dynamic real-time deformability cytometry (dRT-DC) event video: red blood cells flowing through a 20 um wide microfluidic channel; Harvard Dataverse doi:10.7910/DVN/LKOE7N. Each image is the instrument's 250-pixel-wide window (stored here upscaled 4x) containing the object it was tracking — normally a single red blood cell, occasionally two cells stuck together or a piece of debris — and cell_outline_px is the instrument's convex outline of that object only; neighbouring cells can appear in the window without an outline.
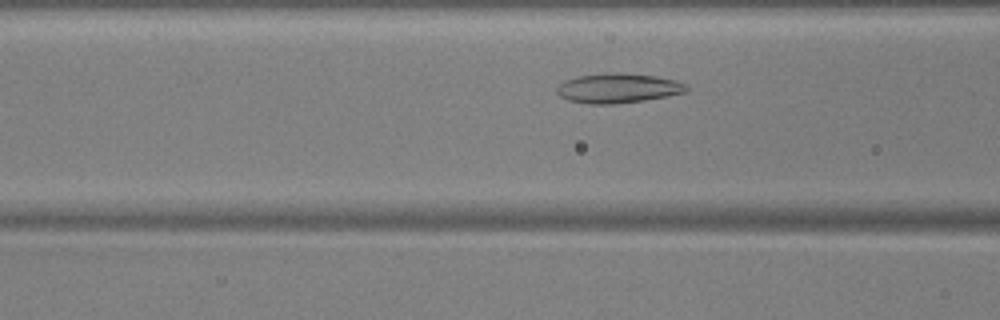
{"species": "common noctule bat (a hibernating species)", "species_latin": "Nyctalus noctula", "temperature_condition": "warm", "stored_images_in_passage": 43, "camera_frame_rate_fps": 3000, "um_per_image_px": 0.085, "animal": {"sex": "male", "body_mass_g": 17.9, "forearm_length_mm": 54.2}, "frame": {"image": 1, "passage_image": 11, "time_ms": 3.333, "image_size_px": [1000, 320], "cell_outline_px": [[688, 92], [644, 100], [612, 104], [592, 104], [568, 100], [560, 96], [556, 92], [556, 88], [564, 80], [576, 76], [612, 72], [616, 72], [656, 76], [676, 80], [684, 84], [688, 88]], "centroid_in_image_um": [52.51, 7.49], "position_along_channel_um": 114.1, "area_um2": 22.37}}
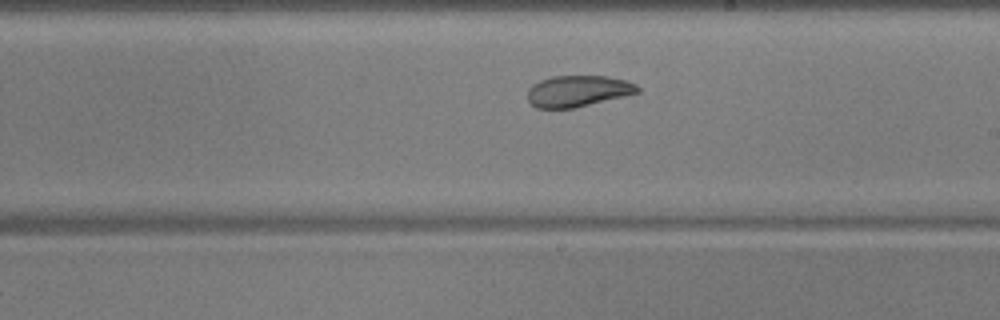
{"frame": {"image": 2, "passage_image": 21, "time_ms": 6.667, "image_size_px": [1000, 320], "cell_outline_px": [[640, 92], [624, 96], [572, 108], [536, 108], [528, 100], [528, 88], [532, 84], [540, 80], [552, 76], [608, 76], [624, 80], [636, 84], [640, 88]], "centroid_in_image_um": [49.1, 7.73], "position_along_channel_um": 239.9, "area_um2": 19.94}}
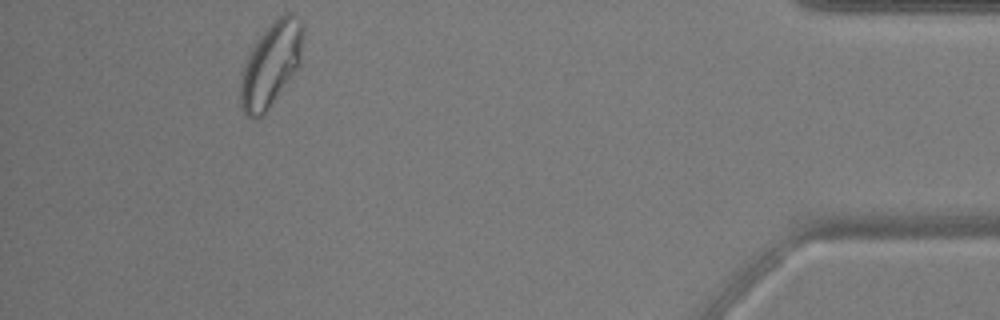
{"frame": {"image": 3, "passage_image": 39, "time_ms": 12.667, "image_size_px": [1000, 320], "cell_outline_px": [[304, 36], [300, 68], [264, 116], [256, 120], [252, 120], [244, 112], [240, 104], [240, 80], [248, 56], [256, 40], [264, 28], [276, 16], [288, 12], [292, 12], [304, 24]], "centroid_in_image_um": [23.08, 5.48], "position_along_channel_um": 412.1, "area_um2": 31.85}, "authors_computed_cell_mechanics": {"area_um2": 23.2356, "velocity_mm_per_s": 3.7717, "shape_relaxation_time_tau1_ms": null, "shape_relaxation_time_tau2_ms": 1.4809, "deformation_change_tau1": null, "deformation_change_tau2": 0.0603}}